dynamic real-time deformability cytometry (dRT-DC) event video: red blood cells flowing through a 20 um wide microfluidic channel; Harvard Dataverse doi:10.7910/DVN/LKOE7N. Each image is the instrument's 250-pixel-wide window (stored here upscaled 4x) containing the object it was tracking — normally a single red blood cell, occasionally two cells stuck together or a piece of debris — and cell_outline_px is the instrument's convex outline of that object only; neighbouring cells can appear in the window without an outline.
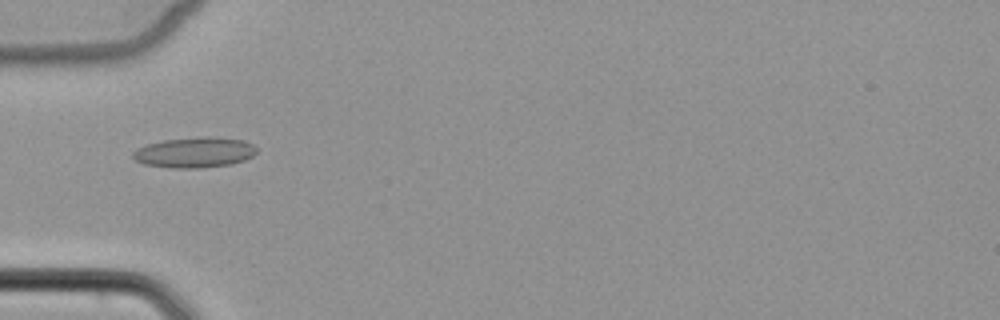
{"species": "common noctule bat (a hibernating species)", "species_latin": "Nyctalus noctula", "temperature_condition": "cold", "stored_images_in_passage": 1, "camera_frame_rate_fps": 3000, "um_per_image_px": 0.085, "animal": {"sex": "female", "body_mass_g": 22.7, "forearm_length_mm": 54.2}, "frame": {"image": 1, "passage_image": 1, "time_ms": 0.0, "image_size_px": [1000, 320], "cell_outline_px": [[256, 152], [252, 156], [244, 160], [228, 164], [200, 168], [172, 168], [144, 164], [136, 160], [132, 156], [132, 152], [136, 148], [148, 144], [164, 140], [204, 136], [208, 136], [244, 140], [252, 144], [256, 148]], "centroid_in_image_um": [16.52, 12.95], "position_along_channel_um": 68.5, "area_um2": 21.85}}